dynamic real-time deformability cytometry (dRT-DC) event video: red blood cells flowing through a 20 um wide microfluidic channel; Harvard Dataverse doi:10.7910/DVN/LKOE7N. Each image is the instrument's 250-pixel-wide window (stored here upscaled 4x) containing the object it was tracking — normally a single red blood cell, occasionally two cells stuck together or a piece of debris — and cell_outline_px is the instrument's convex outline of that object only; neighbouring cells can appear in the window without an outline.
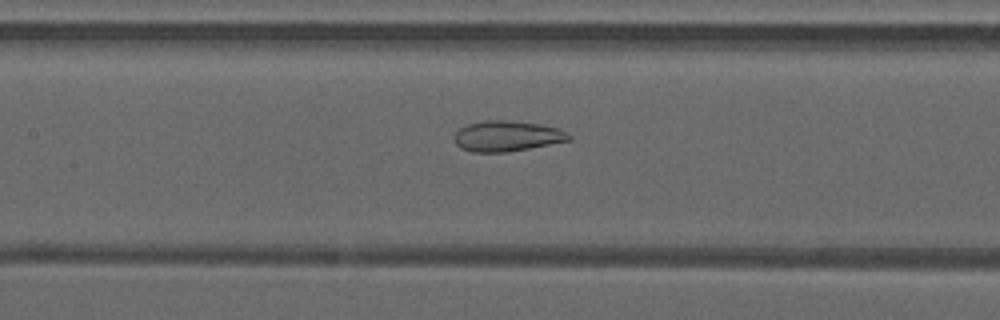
{"species": "common noctule bat (a hibernating species)", "species_latin": "Nyctalus noctula", "temperature_condition": "warm", "stored_images_in_passage": 46, "camera_frame_rate_fps": 3000, "um_per_image_px": 0.085, "animal": {"sex": "male", "forearm_length_mm": 52.5}, "frame": {"image": 1, "passage_image": 20, "time_ms": 6.333, "image_size_px": [1000, 320], "cell_outline_px": [[572, 140], [508, 152], [472, 152], [460, 148], [456, 144], [456, 132], [460, 128], [468, 124], [484, 120], [504, 120], [540, 124], [556, 128], [572, 136]], "centroid_in_image_um": [43.09, 11.57], "position_along_channel_um": 164.3, "area_um2": 20.23}}
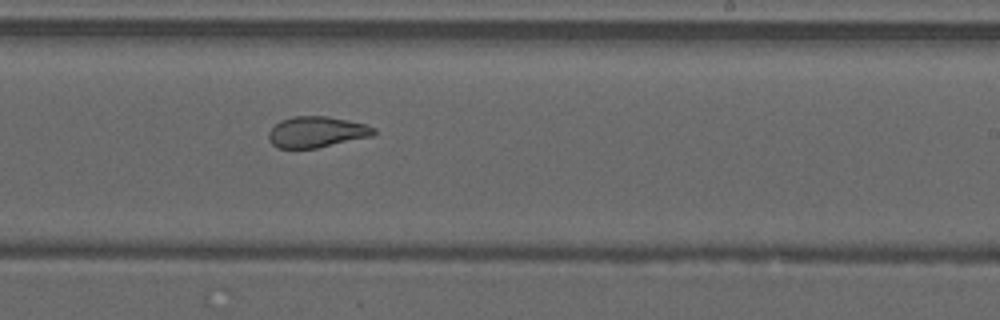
{"frame": {"image": 2, "passage_image": 27, "time_ms": 8.667, "image_size_px": [1000, 320], "cell_outline_px": [[376, 132], [372, 136], [316, 148], [276, 148], [268, 140], [268, 132], [280, 120], [292, 116], [328, 116], [364, 124], [376, 128]], "centroid_in_image_um": [26.88, 11.22], "position_along_channel_um": 262.1, "area_um2": 18.96}}
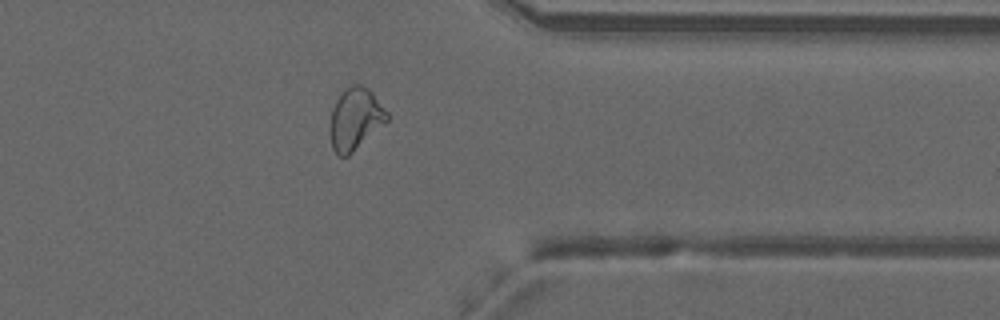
{"frame": {"image": 3, "passage_image": 36, "time_ms": 11.667, "image_size_px": [1000, 320], "cell_outline_px": [[388, 120], [348, 156], [340, 156], [332, 148], [328, 128], [332, 108], [340, 92], [344, 88], [352, 84], [360, 84], [368, 88], [372, 92], [388, 112]], "centroid_in_image_um": [30.16, 10.08], "position_along_channel_um": 381.2, "area_um2": 20.69}, "authors_computed_cell_mechanics": {"area_um2": 22.3686, "velocity_mm_per_s": 4.2119, "shape_relaxation_time_tau1_ms": null, "shape_relaxation_time_tau2_ms": 1.4879, "deformation_change_tau1": null, "deformation_change_tau2": 0.0912}}